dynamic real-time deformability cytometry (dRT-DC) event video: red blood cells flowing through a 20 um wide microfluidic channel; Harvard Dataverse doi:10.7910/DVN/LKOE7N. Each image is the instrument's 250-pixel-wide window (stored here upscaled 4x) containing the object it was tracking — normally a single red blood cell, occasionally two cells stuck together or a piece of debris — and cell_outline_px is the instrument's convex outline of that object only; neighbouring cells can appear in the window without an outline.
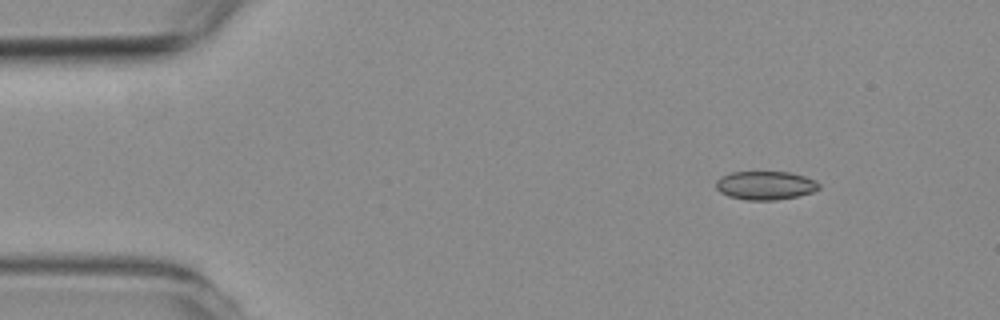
{"species": "common noctule bat (a hibernating species)", "species_latin": "Nyctalus noctula", "temperature_condition": "room temperature", "stored_images_in_passage": 6, "camera_frame_rate_fps": 3000, "um_per_image_px": 0.085, "animal": {"sex": "female", "body_mass_g": 19.3, "forearm_length_mm": 54.1}, "frame": {"image": 1, "passage_image": 1, "time_ms": 0.0, "image_size_px": [1000, 320], "cell_outline_px": [[820, 188], [812, 192], [796, 196], [776, 200], [748, 200], [728, 196], [720, 192], [716, 188], [716, 180], [720, 176], [732, 172], [788, 172], [804, 176], [816, 180], [820, 184]], "centroid_in_image_um": [65.04, 15.75], "position_along_channel_um": 20.0, "area_um2": 17.17}}
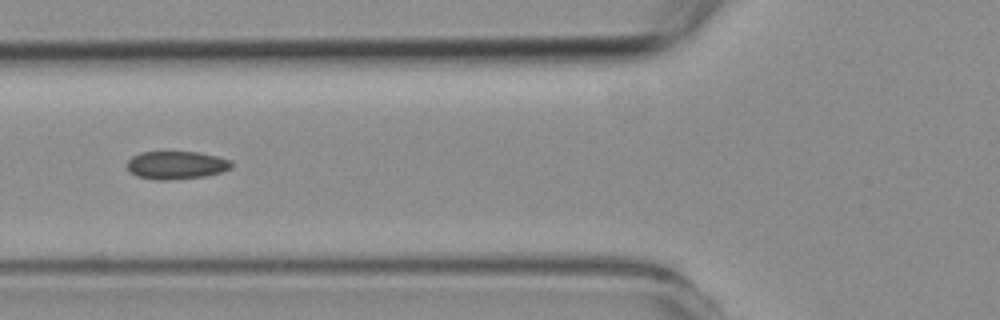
{"frame": {"image": 2, "passage_image": 5, "time_ms": 4.667, "image_size_px": [1000, 320], "cell_outline_px": [[232, 168], [220, 172], [204, 176], [168, 180], [156, 180], [136, 176], [128, 172], [128, 160], [132, 156], [140, 152], [196, 152], [216, 156], [232, 160]], "centroid_in_image_um": [14.96, 14.04], "position_along_channel_um": 110.8, "area_um2": 17.05}}
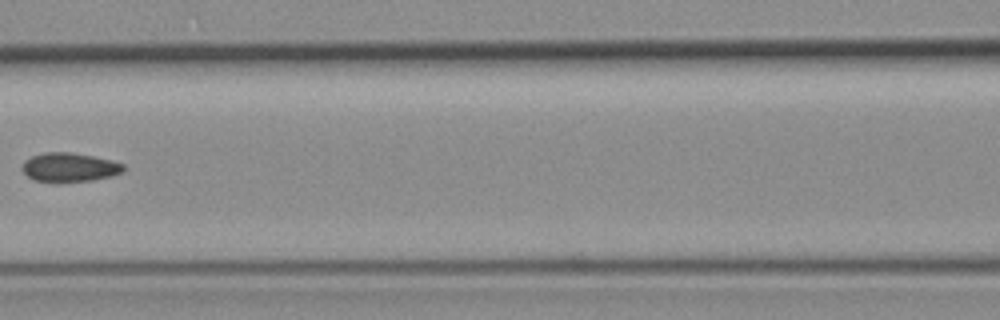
{"frame": {"image": 3, "passage_image": 6, "time_ms": 6.0, "image_size_px": [1000, 320], "cell_outline_px": [[124, 172], [112, 176], [92, 180], [60, 184], [56, 184], [32, 180], [20, 168], [24, 160], [32, 156], [44, 152], [72, 152], [112, 160], [124, 164]], "centroid_in_image_um": [5.87, 14.25], "position_along_channel_um": 160.7, "area_um2": 17.74}}